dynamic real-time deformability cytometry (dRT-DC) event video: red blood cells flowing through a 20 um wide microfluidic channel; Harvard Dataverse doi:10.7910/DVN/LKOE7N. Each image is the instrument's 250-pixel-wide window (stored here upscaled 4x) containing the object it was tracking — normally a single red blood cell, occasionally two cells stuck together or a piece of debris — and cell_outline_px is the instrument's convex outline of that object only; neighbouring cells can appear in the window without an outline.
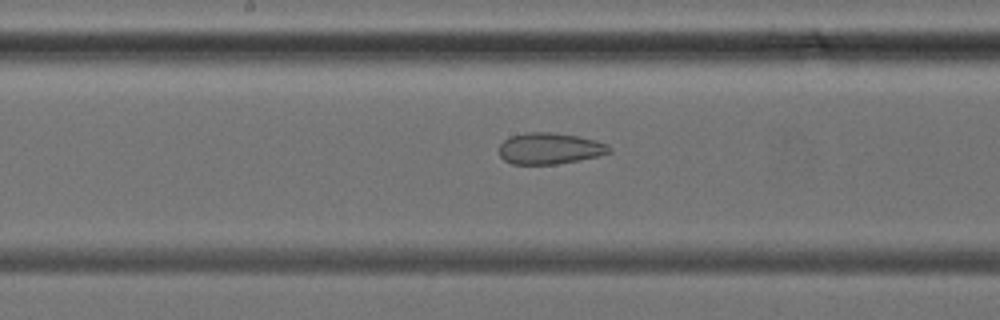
{"species": "common noctule bat (a hibernating species)", "species_latin": "Nyctalus noctula", "temperature_condition": "cold", "stored_images_in_passage": 38, "camera_frame_rate_fps": 3000, "um_per_image_px": 0.085, "animal": {"sex": "female", "body_mass_g": 24.6, "forearm_length_mm": 56.2}, "frame": {"image": 1, "passage_image": 20, "time_ms": 6.333, "image_size_px": [1000, 320], "cell_outline_px": [[612, 152], [596, 156], [556, 164], [512, 164], [504, 160], [500, 156], [500, 144], [508, 136], [528, 132], [548, 132], [576, 136], [596, 140], [608, 144], [612, 148]], "centroid_in_image_um": [46.71, 12.61], "position_along_channel_um": 201.5, "area_um2": 20.0}}
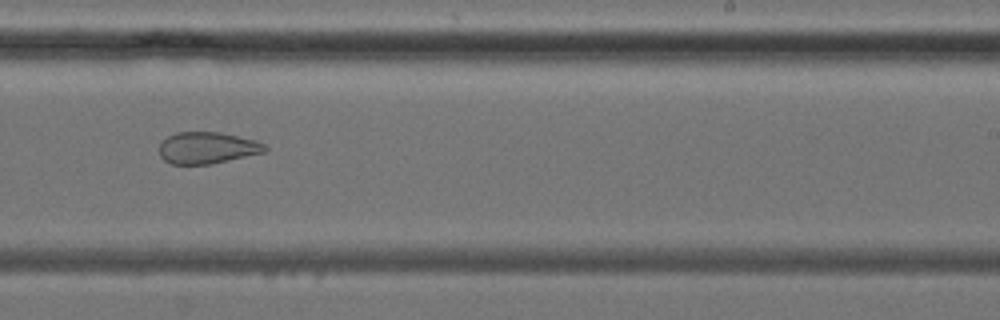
{"frame": {"image": 2, "passage_image": 24, "time_ms": 7.667, "image_size_px": [1000, 320], "cell_outline_px": [[268, 148], [264, 152], [212, 164], [172, 164], [164, 160], [160, 156], [160, 144], [168, 136], [176, 132], [220, 132], [256, 140], [264, 144]], "centroid_in_image_um": [17.62, 12.56], "position_along_channel_um": 271.4, "area_um2": 19.42}}
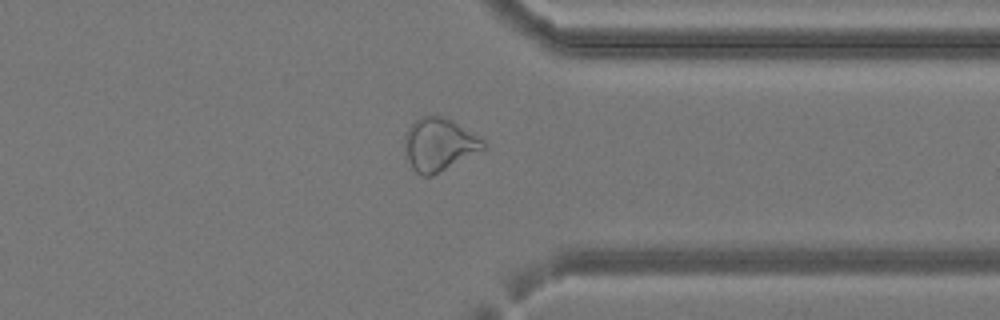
{"frame": {"image": 3, "passage_image": 30, "time_ms": 9.667, "image_size_px": [1000, 320], "cell_outline_px": [[484, 148], [440, 172], [432, 176], [424, 176], [416, 172], [412, 168], [408, 160], [404, 148], [404, 136], [408, 128], [420, 116], [440, 116], [452, 120], [484, 140]], "centroid_in_image_um": [37.27, 12.28], "position_along_channel_um": 374.1, "area_um2": 23.81}}